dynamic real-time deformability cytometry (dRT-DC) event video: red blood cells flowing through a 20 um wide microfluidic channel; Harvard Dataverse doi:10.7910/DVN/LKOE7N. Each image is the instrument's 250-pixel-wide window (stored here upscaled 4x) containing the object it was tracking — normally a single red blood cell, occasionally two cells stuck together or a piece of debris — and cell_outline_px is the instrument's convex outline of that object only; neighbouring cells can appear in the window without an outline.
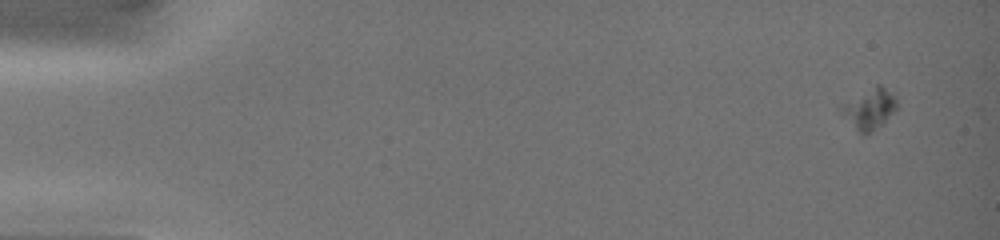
{"species": "common noctule bat (a hibernating species)", "species_latin": "Nyctalus noctula", "temperature_condition": "warm", "stored_images_in_passage": 23, "camera_frame_rate_fps": 3000, "um_per_image_px": 0.085, "animal": {"sex": "female", "body_mass_g": 19.0, "forearm_length_mm": 51.5}, "frame": {"image": 1, "passage_image": 5, "time_ms": 1.0, "image_size_px": [1000, 240], "cell_outline_px": [[896, 108], [880, 124], [868, 132], [856, 132], [836, 108], [876, 84], [880, 84], [892, 92], [896, 100]], "centroid_in_image_um": [73.84, 9.22], "position_along_channel_um": 11.2, "area_um2": 12.72}}
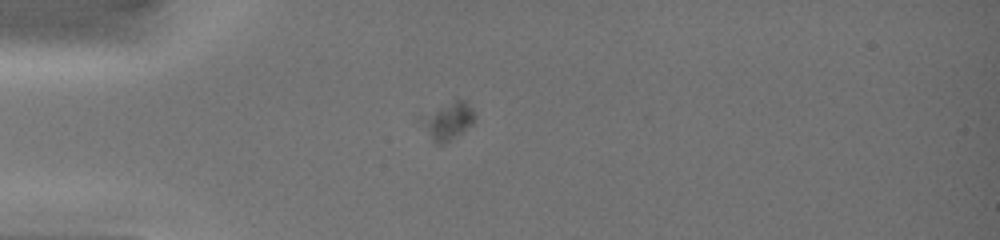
{"frame": {"image": 2, "passage_image": 18, "time_ms": 5.0, "image_size_px": [1000, 240], "cell_outline_px": [[476, 120], [472, 124], [444, 144], [436, 144], [432, 140], [416, 120], [456, 100], [464, 100], [476, 112]], "centroid_in_image_um": [38.08, 10.31], "position_along_channel_um": 46.9, "area_um2": 11.33}}